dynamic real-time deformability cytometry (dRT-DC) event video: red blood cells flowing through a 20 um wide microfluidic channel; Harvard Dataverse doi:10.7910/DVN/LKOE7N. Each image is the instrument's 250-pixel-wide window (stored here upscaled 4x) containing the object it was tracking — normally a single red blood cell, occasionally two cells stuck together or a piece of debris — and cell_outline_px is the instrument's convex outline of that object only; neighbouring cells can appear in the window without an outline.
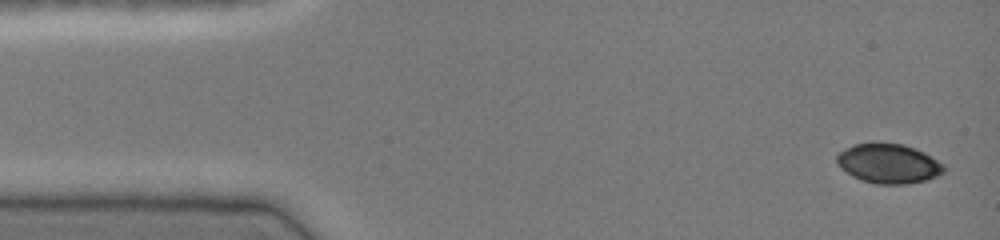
{"species": "common noctule bat (a hibernating species)", "species_latin": "Nyctalus noctula", "temperature_condition": "cold", "stored_images_in_passage": 43, "camera_frame_rate_fps": 3000, "um_per_image_px": 0.085, "animal": {"sex": "female", "body_mass_g": 19.0, "forearm_length_mm": 51.5}, "frame": {"image": 1, "passage_image": 1, "time_ms": 0.0, "image_size_px": [1000, 240], "cell_outline_px": [[944, 172], [928, 180], [908, 184], [876, 184], [860, 180], [852, 176], [840, 168], [836, 160], [836, 156], [844, 148], [856, 144], [872, 140], [904, 144], [916, 148], [924, 152], [944, 164]], "centroid_in_image_um": [75.51, 13.87], "position_along_channel_um": 9.5, "area_um2": 25.32}}
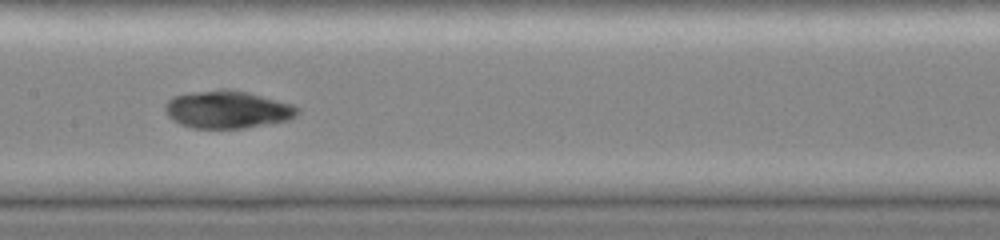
{"frame": {"image": 2, "passage_image": 19, "time_ms": 6.0, "image_size_px": [1000, 240], "cell_outline_px": [[300, 112], [296, 116], [288, 120], [244, 128], [192, 128], [180, 124], [172, 120], [168, 116], [164, 108], [164, 104], [172, 96], [188, 92], [220, 88], [228, 88], [248, 92], [292, 104], [300, 108]], "centroid_in_image_um": [19.3, 9.29], "position_along_channel_um": 188.1, "area_um2": 29.42}}
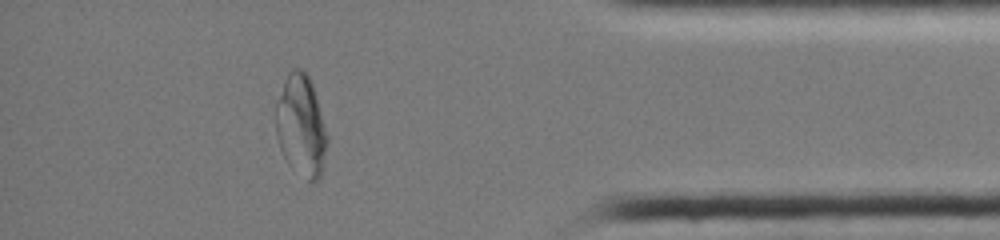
{"frame": {"image": 3, "passage_image": 37, "time_ms": 12.0, "image_size_px": [1000, 240], "cell_outline_px": [[328, 140], [324, 160], [320, 176], [312, 184], [288, 164], [280, 148], [276, 136], [276, 100], [284, 80], [288, 72], [292, 68], [300, 68], [308, 76], [312, 84], [316, 96], [328, 136]], "centroid_in_image_um": [25.58, 10.68], "position_along_channel_um": 409.6, "area_um2": 30.4}, "authors_computed_cell_mechanics": {"area_um2": 28.7844, "velocity_mm_per_s": 4.0603, "shape_relaxation_time_tau1_ms": null, "shape_relaxation_time_tau2_ms": 1.2049, "deformation_change_tau1": null, "deformation_change_tau2": 0.0323}}